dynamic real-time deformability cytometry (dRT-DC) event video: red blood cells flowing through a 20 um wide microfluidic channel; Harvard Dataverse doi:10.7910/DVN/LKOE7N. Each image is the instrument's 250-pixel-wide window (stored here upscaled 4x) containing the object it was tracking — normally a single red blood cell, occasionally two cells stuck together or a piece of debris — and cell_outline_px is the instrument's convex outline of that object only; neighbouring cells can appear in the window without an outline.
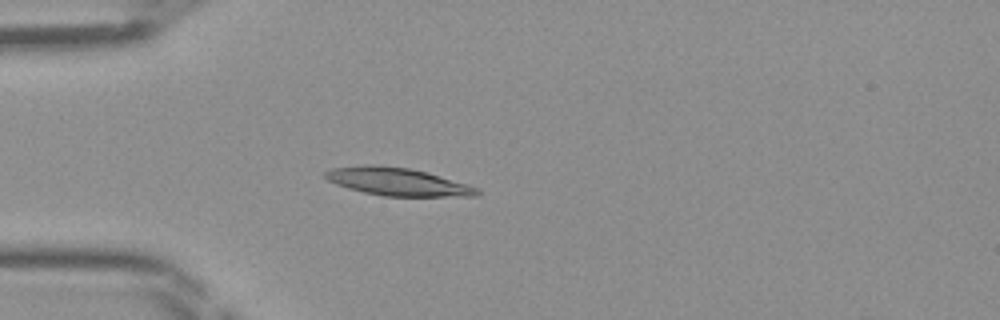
{"species": "Egyptian fruit bat (a non-hibernating species)", "species_latin": "Rousettus aegyptiacus", "temperature_condition": "room temperature", "stored_images_in_passage": 39, "camera_frame_rate_fps": 3000, "um_per_image_px": 0.085, "frame": {"image": 1, "passage_image": 6, "time_ms": 1.667, "image_size_px": [1000, 320], "cell_outline_px": [[480, 192], [476, 196], [384, 196], [364, 192], [348, 188], [336, 184], [328, 180], [324, 176], [324, 172], [332, 168], [364, 164], [372, 164], [408, 168], [428, 172], [468, 184], [480, 188]], "centroid_in_image_um": [33.8, 15.44], "position_along_channel_um": 51.2, "area_um2": 24.68}}
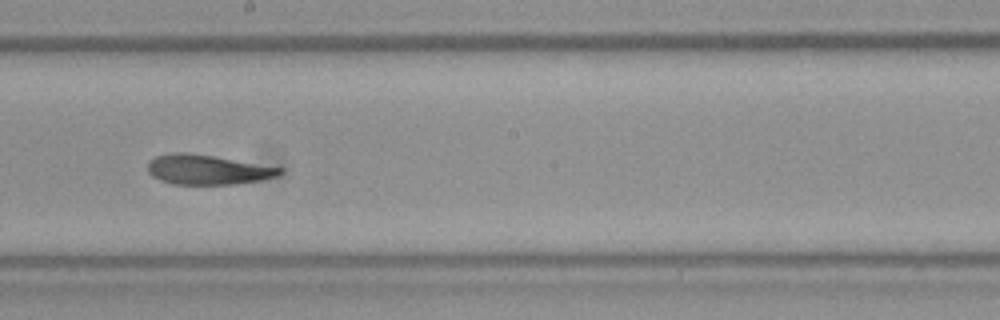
{"frame": {"image": 2, "passage_image": 19, "time_ms": 6.0, "image_size_px": [1000, 320], "cell_outline_px": [[284, 172], [276, 176], [264, 180], [236, 184], [172, 184], [160, 180], [152, 176], [148, 172], [148, 160], [156, 156], [172, 152], [188, 152], [284, 168]], "centroid_in_image_um": [17.63, 14.42], "position_along_channel_um": 230.6, "area_um2": 23.0}}
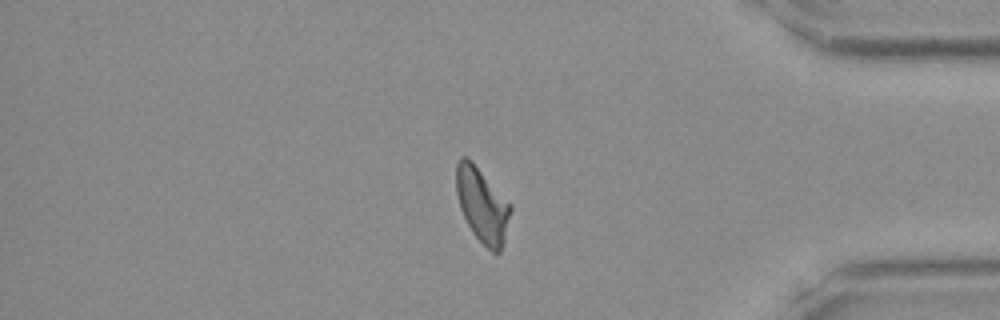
{"frame": {"image": 3, "passage_image": 32, "time_ms": 10.333, "image_size_px": [1000, 320], "cell_outline_px": [[512, 212], [504, 240], [500, 252], [496, 256], [472, 232], [460, 208], [456, 192], [456, 164], [460, 156], [468, 156], [472, 160], [512, 204]], "centroid_in_image_um": [41.0, 17.4], "position_along_channel_um": 394.2, "area_um2": 23.87}}